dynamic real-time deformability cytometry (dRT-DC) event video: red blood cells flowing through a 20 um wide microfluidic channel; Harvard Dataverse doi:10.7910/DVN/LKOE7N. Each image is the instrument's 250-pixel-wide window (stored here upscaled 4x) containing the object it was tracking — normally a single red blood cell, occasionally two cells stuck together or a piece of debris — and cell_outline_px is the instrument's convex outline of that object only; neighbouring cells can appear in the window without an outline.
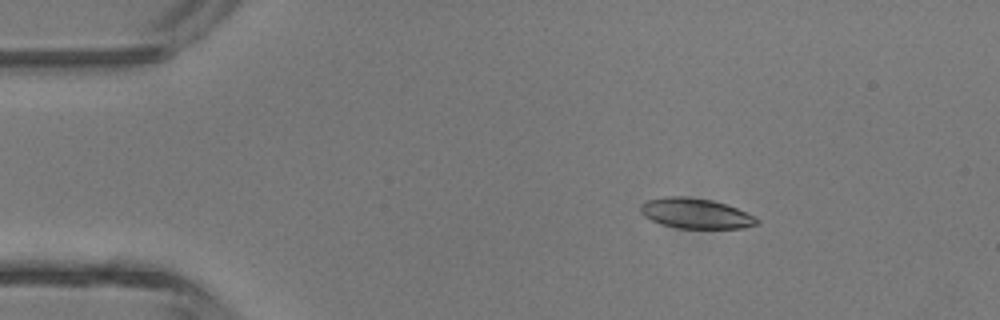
{"species": "common noctule bat (a hibernating species)", "species_latin": "Nyctalus noctula", "temperature_condition": "room temperature", "stored_images_in_passage": 5, "camera_frame_rate_fps": 3000, "um_per_image_px": 0.085, "animal": {"sex": "male", "body_mass_g": 13.3}, "frame": {"image": 1, "passage_image": 2, "time_ms": 1.333, "image_size_px": [1000, 320], "cell_outline_px": [[760, 224], [744, 228], [680, 228], [660, 224], [644, 216], [640, 212], [640, 204], [644, 200], [664, 196], [688, 196], [712, 200], [736, 208], [760, 220]], "centroid_in_image_um": [59.08, 18.13], "position_along_channel_um": 25.9, "area_um2": 20.58}}
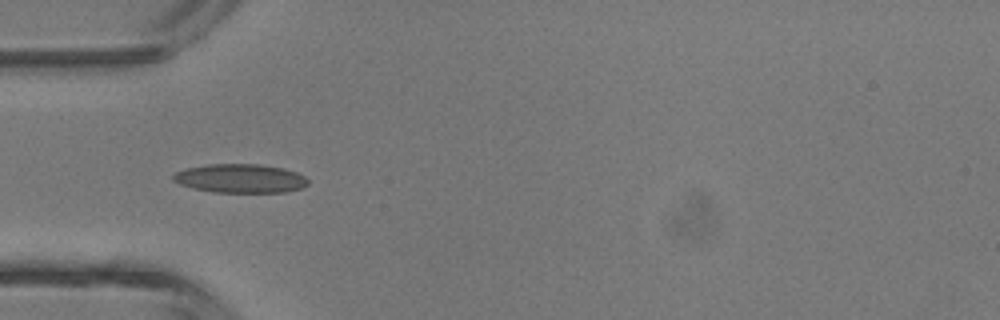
{"frame": {"image": 2, "passage_image": 4, "time_ms": 3.667, "image_size_px": [1000, 320], "cell_outline_px": [[308, 184], [300, 188], [284, 192], [212, 192], [192, 188], [180, 184], [172, 180], [172, 176], [176, 172], [184, 168], [208, 164], [260, 164], [284, 168], [296, 172], [304, 176], [308, 180]], "centroid_in_image_um": [20.4, 15.16], "position_along_channel_um": 64.6, "area_um2": 22.72}}
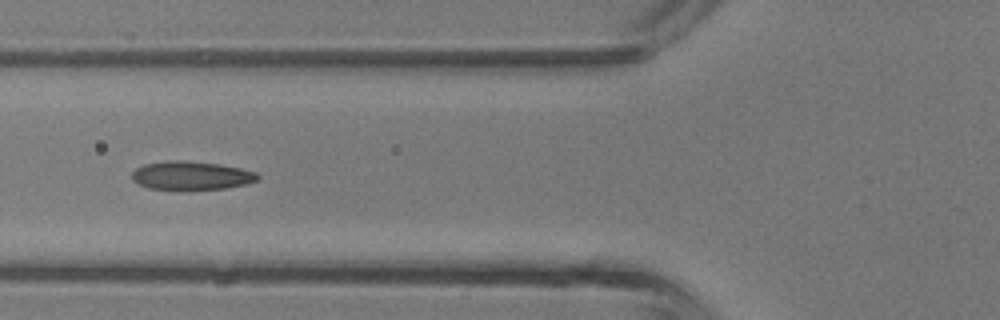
{"frame": {"image": 3, "passage_image": 5, "time_ms": 4.667, "image_size_px": [1000, 320], "cell_outline_px": [[260, 176], [256, 180], [248, 184], [224, 188], [188, 192], [148, 188], [132, 180], [132, 172], [136, 168], [144, 164], [168, 160], [184, 160], [220, 164], [240, 168], [256, 172]], "centroid_in_image_um": [16.24, 14.95], "position_along_channel_um": 109.6, "area_um2": 21.62}}